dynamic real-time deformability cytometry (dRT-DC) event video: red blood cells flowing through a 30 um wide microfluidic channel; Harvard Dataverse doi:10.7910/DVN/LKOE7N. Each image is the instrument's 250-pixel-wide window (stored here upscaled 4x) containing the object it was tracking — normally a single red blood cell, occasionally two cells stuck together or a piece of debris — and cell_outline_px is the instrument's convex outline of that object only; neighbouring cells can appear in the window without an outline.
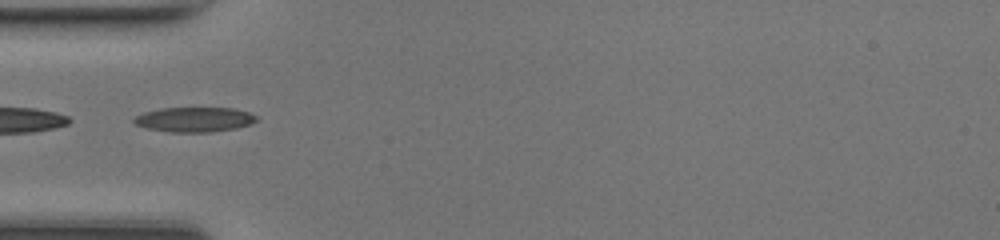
{"species": "common noctule bat (a hibernating species)", "species_latin": "Nyctalus noctula", "temperature_condition": "room temperature", "stored_images_in_passage": 28, "camera_frame_rate_fps": 3000, "um_per_image_px": 0.085, "animal": {"sex": "female", "body_mass_g": 17.0, "forearm_length_mm": 48.0}, "frame": {"image": 1, "passage_image": 1, "time_ms": 0.0, "image_size_px": [1000, 240], "cell_outline_px": [[260, 116], [252, 124], [236, 128], [212, 132], [172, 132], [148, 128], [136, 124], [132, 120], [136, 116], [144, 112], [160, 108], [232, 108], [248, 112]], "centroid_in_image_um": [16.57, 10.15], "position_along_channel_um": 68.4, "area_um2": 17.69}, "authors_computed_cell_mechanics": {"area_um2": 16.6464, "velocity_mm_per_s": 4.3283, "shape_relaxation_time_tau1_ms": 9.1225, "shape_relaxation_time_tau2_ms": 1.3873, "deformation_change_tau1": 0.2864, "deformation_change_tau2": 0.0779}}